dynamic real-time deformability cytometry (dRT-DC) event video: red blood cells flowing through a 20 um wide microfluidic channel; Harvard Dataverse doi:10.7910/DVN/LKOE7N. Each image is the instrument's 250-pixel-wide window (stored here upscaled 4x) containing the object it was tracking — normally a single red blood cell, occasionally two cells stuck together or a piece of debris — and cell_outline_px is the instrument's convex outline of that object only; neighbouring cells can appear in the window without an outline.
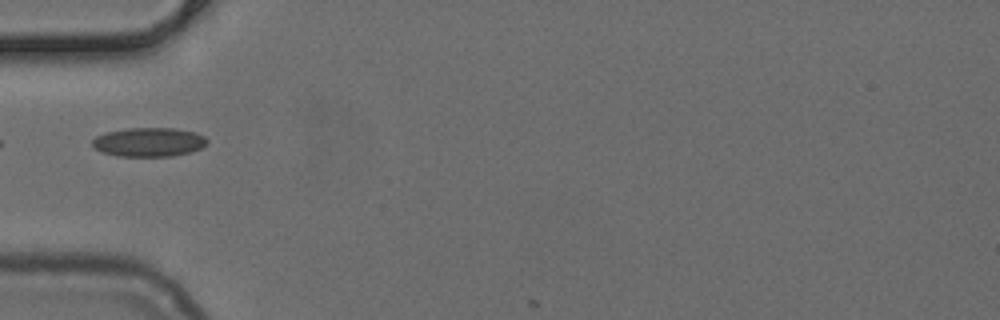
{"species": "common noctule bat (a hibernating species)", "species_latin": "Nyctalus noctula", "temperature_condition": "cold", "stored_images_in_passage": 2, "camera_frame_rate_fps": 3000, "um_per_image_px": 0.085, "animal": {"sex": "female", "body_mass_g": 24.6, "forearm_length_mm": 56.2}, "frame": {"image": 1, "passage_image": 1, "time_ms": 0.0, "image_size_px": [1000, 320], "cell_outline_px": [[208, 144], [200, 148], [188, 152], [172, 156], [120, 156], [104, 152], [92, 148], [92, 140], [96, 136], [108, 132], [128, 128], [172, 128], [196, 132], [204, 136], [208, 140]], "centroid_in_image_um": [12.66, 12.07], "position_along_channel_um": 72.3, "area_um2": 19.31}}